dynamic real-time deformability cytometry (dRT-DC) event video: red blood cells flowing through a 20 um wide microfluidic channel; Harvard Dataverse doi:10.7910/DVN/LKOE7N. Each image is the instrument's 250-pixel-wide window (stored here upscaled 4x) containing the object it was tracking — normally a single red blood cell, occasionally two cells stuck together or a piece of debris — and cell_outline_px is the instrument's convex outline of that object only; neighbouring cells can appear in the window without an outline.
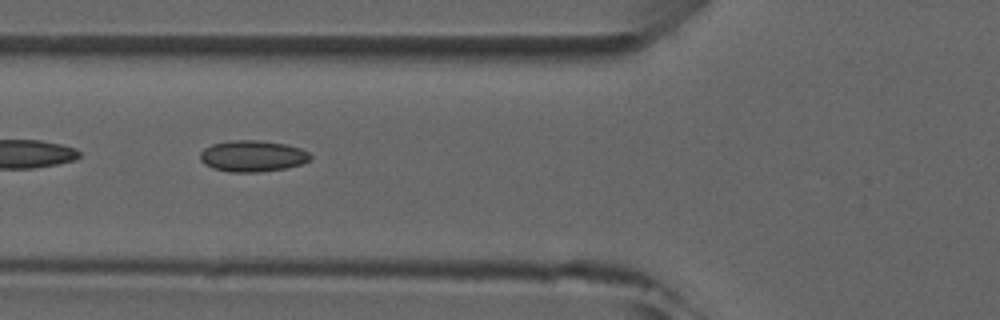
{"species": "common noctule bat (a hibernating species)", "species_latin": "Nyctalus noctula", "temperature_condition": "room temperature", "stored_images_in_passage": 5, "camera_frame_rate_fps": 3000, "um_per_image_px": 0.085, "animal": {"sex": "male", "forearm_length_mm": 52.5}, "frame": {"image": 1, "passage_image": 4, "time_ms": 3.667, "image_size_px": [1000, 320], "cell_outline_px": [[312, 156], [308, 160], [300, 164], [284, 168], [260, 172], [228, 172], [212, 168], [204, 164], [200, 160], [200, 152], [204, 148], [212, 144], [228, 140], [256, 140], [284, 144], [300, 148], [308, 152]], "centroid_in_image_um": [21.41, 13.26], "position_along_channel_um": 104.4, "area_um2": 20.06}}
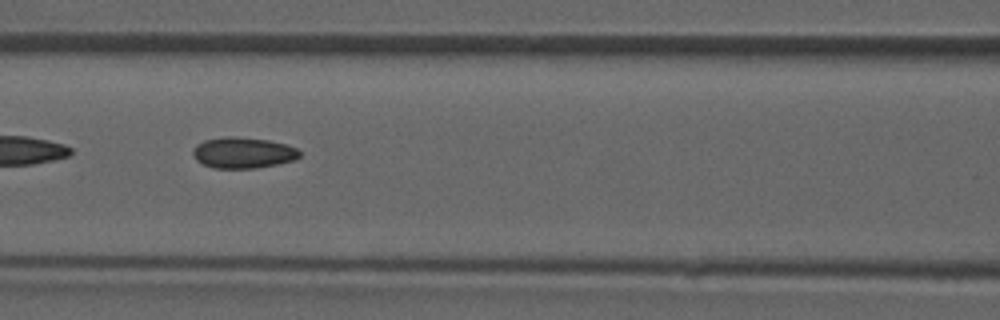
{"frame": {"image": 2, "passage_image": 5, "time_ms": 4.667, "image_size_px": [1000, 320], "cell_outline_px": [[300, 156], [296, 160], [256, 168], [212, 168], [196, 160], [192, 152], [192, 148], [196, 144], [204, 140], [224, 136], [236, 136], [268, 140], [288, 144], [296, 148], [300, 152]], "centroid_in_image_um": [20.65, 12.97], "position_along_channel_um": 145.9, "area_um2": 19.48}}